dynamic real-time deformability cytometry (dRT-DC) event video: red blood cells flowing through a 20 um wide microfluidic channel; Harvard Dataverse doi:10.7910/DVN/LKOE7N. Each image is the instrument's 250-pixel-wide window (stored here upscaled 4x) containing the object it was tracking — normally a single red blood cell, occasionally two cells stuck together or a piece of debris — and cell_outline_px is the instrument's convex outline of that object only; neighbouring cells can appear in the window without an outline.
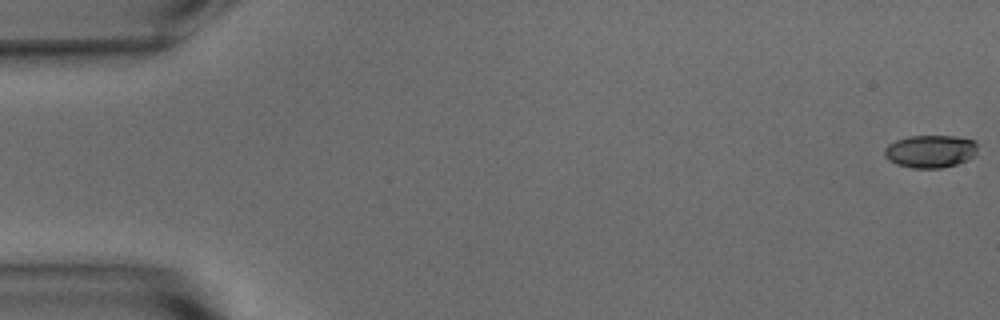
{"species": "common noctule bat (a hibernating species)", "species_latin": "Nyctalus noctula", "temperature_condition": "warm", "stored_images_in_passage": 10, "camera_frame_rate_fps": 3000, "um_per_image_px": 0.085, "animal": {"sex": "male", "body_mass_g": 15.6}, "frame": {"image": 1, "passage_image": 1, "time_ms": 0.0, "image_size_px": [1000, 320], "cell_outline_px": [[976, 156], [968, 160], [956, 164], [940, 168], [912, 168], [896, 164], [888, 160], [884, 156], [884, 148], [888, 144], [896, 140], [908, 136], [956, 136], [976, 140]], "centroid_in_image_um": [79.08, 12.86], "position_along_channel_um": 5.9, "area_um2": 17.98}}